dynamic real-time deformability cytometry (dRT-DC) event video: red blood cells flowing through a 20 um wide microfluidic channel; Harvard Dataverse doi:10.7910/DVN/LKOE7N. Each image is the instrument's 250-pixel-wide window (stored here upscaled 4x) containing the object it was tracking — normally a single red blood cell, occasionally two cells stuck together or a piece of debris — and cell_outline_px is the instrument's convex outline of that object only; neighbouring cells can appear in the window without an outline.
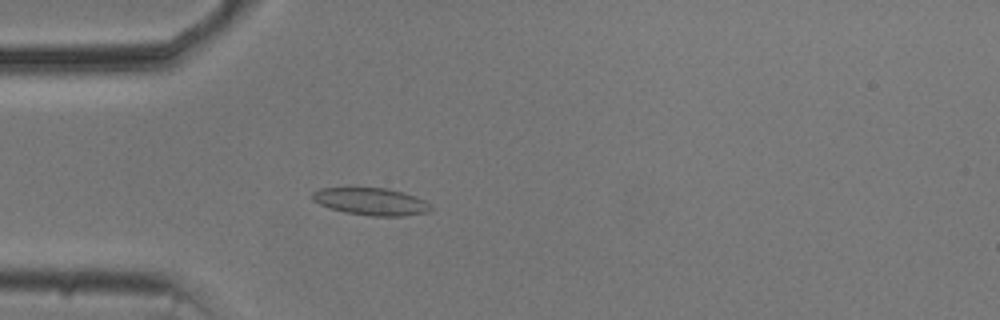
{"species": "common noctule bat (a hibernating species)", "species_latin": "Nyctalus noctula", "temperature_condition": "cold", "stored_images_in_passage": 45, "camera_frame_rate_fps": 3000, "um_per_image_px": 0.085, "animal": {"sex": "male", "body_mass_g": 20.5, "forearm_length_mm": 52.5}, "frame": {"image": 1, "passage_image": 6, "time_ms": 1.667, "image_size_px": [1000, 320], "cell_outline_px": [[432, 208], [428, 212], [404, 216], [372, 216], [344, 212], [328, 208], [312, 200], [312, 192], [320, 188], [388, 188], [404, 192], [416, 196], [424, 200]], "centroid_in_image_um": [31.53, 17.13], "position_along_channel_um": 53.5, "area_um2": 18.9}}
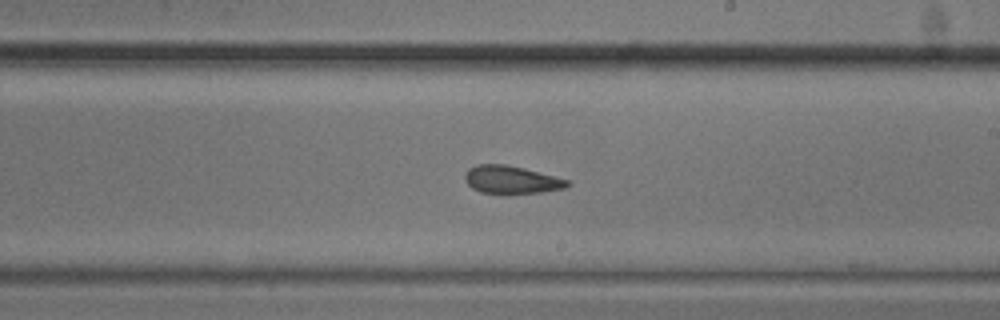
{"frame": {"image": 2, "passage_image": 22, "time_ms": 7.0, "image_size_px": [1000, 320], "cell_outline_px": [[572, 184], [564, 188], [544, 192], [480, 192], [472, 188], [464, 180], [464, 176], [468, 168], [476, 164], [504, 164], [524, 168], [568, 180]], "centroid_in_image_um": [43.44, 15.25], "position_along_channel_um": 245.6, "area_um2": 16.3}}
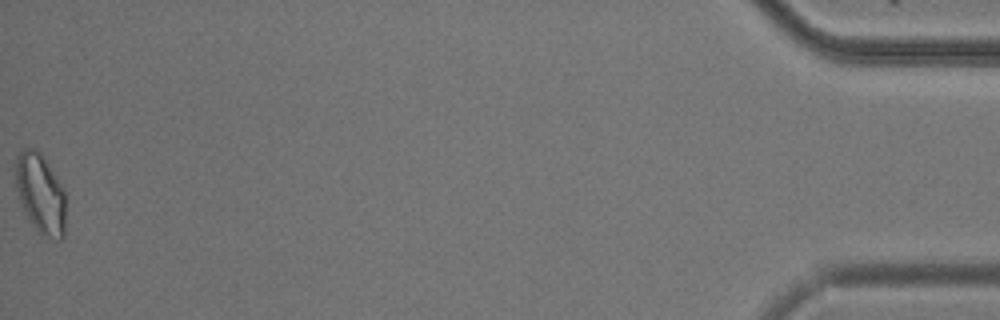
{"frame": {"image": 3, "passage_image": 45, "time_ms": 14.667, "image_size_px": [1000, 320], "cell_outline_px": [[64, 236], [60, 240], [56, 240], [40, 236], [36, 232], [20, 204], [16, 188], [16, 156], [24, 148], [36, 148], [40, 152], [64, 188]], "centroid_in_image_um": [3.43, 16.49], "position_along_channel_um": 431.8, "area_um2": 23.52}, "authors_computed_cell_mechanics": {"area_um2": 17.5712, "velocity_mm_per_s": 3.7181, "shape_relaxation_time_tau1_ms": 3.6753, "shape_relaxation_time_tau2_ms": 1.7766, "deformation_change_tau1": 0.1082, "deformation_change_tau2": 0.0629}}